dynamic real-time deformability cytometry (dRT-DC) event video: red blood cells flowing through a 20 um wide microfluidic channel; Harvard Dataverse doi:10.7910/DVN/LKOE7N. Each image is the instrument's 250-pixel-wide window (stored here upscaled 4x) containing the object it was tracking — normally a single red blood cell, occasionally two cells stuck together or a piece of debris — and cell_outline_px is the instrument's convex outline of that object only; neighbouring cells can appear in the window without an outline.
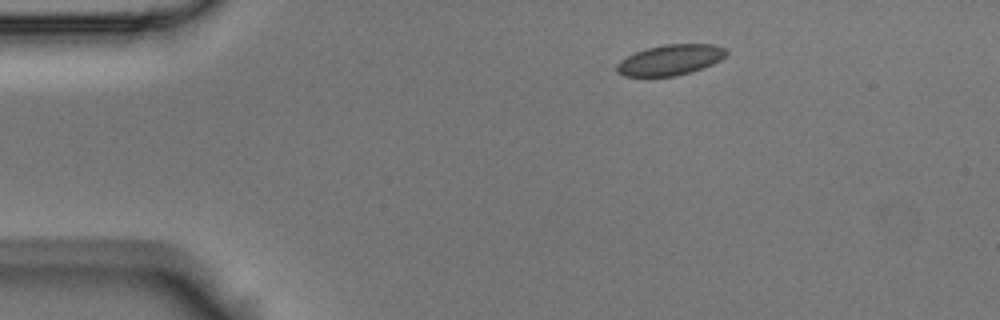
{"species": "Egyptian fruit bat (a non-hibernating species)", "species_latin": "Rousettus aegyptiacus", "temperature_condition": "room temperature", "stored_images_in_passage": 4, "camera_frame_rate_fps": 3000, "um_per_image_px": 0.085, "animal": {"sex": "male"}, "frame": {"image": 1, "passage_image": 1, "time_ms": 0.0, "image_size_px": [1000, 320], "cell_outline_px": [[728, 52], [720, 60], [712, 64], [692, 72], [676, 76], [624, 76], [616, 72], [616, 64], [620, 60], [636, 52], [648, 48], [664, 44], [716, 44], [724, 48]], "centroid_in_image_um": [56.97, 5.09], "position_along_channel_um": 28.0, "area_um2": 19.48}}
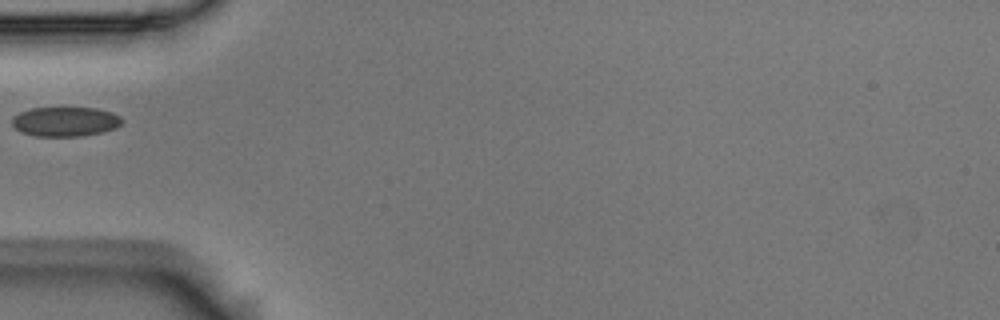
{"frame": {"image": 2, "passage_image": 3, "time_ms": 0.667, "image_size_px": [1000, 320], "cell_outline_px": [[124, 120], [116, 128], [100, 132], [80, 136], [36, 136], [20, 132], [12, 124], [12, 116], [20, 112], [32, 108], [96, 108], [112, 112], [120, 116]], "centroid_in_image_um": [5.54, 10.33], "position_along_channel_um": 79.5, "area_um2": 18.9}}
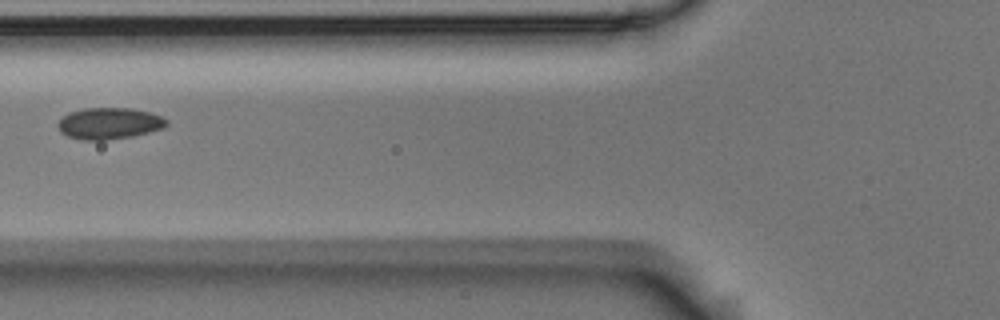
{"frame": {"image": 3, "passage_image": 4, "time_ms": 1.0, "image_size_px": [1000, 320], "cell_outline_px": [[168, 124], [164, 128], [132, 136], [104, 140], [80, 140], [68, 136], [60, 132], [56, 124], [68, 112], [84, 108], [132, 108], [164, 116], [168, 120]], "centroid_in_image_um": [9.28, 10.48], "position_along_channel_um": 116.5, "area_um2": 20.06}}